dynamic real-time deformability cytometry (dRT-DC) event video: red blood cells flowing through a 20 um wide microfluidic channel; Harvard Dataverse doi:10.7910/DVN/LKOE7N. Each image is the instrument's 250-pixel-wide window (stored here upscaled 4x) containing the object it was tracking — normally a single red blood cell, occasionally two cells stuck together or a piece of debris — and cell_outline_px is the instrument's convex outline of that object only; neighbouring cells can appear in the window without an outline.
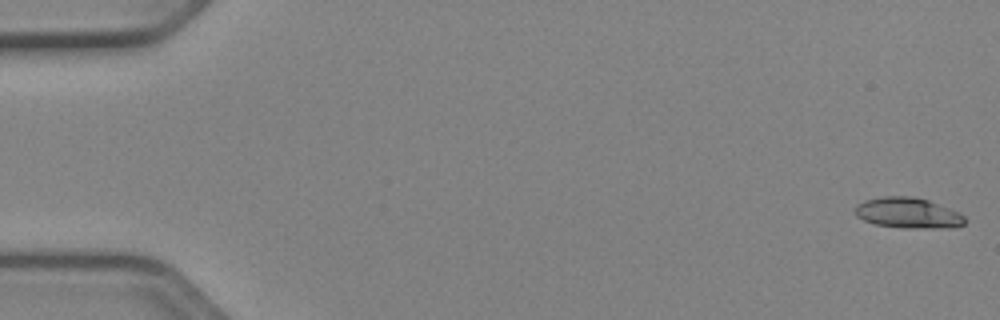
{"species": "Egyptian fruit bat (a non-hibernating species)", "species_latin": "Rousettus aegyptiacus", "temperature_condition": "cold", "stored_images_in_passage": 11, "camera_frame_rate_fps": 3000, "um_per_image_px": 0.085, "animal": {"sex": "female"}, "frame": {"image": 1, "passage_image": 1, "time_ms": 0.0, "image_size_px": [1000, 320], "cell_outline_px": [[968, 220], [964, 224], [956, 228], [900, 228], [876, 224], [864, 220], [856, 216], [852, 212], [864, 200], [880, 196], [912, 196], [928, 200], [960, 212]], "centroid_in_image_um": [77.22, 18.11], "position_along_channel_um": 7.8, "area_um2": 19.88}}